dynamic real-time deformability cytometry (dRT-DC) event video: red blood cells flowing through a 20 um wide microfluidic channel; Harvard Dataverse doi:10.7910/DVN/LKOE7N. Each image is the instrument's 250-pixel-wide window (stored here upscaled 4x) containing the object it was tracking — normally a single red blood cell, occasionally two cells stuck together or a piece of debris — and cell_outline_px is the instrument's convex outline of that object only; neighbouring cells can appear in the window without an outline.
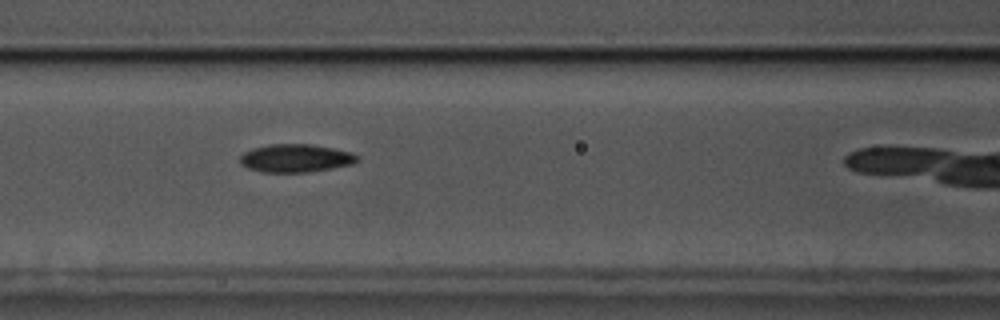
{"species": "common noctule bat (a hibernating species)", "species_latin": "Nyctalus noctula", "temperature_condition": "cold", "stored_images_in_passage": 33, "camera_frame_rate_fps": 3000, "um_per_image_px": 0.085, "animal": {"sex": "male", "body_mass_g": 17.5, "forearm_length_mm": 52.3}, "frame": {"image": 1, "passage_image": 15, "time_ms": 4.667, "image_size_px": [1000, 320], "cell_outline_px": [[360, 160], [352, 164], [332, 168], [308, 172], [264, 172], [248, 168], [240, 164], [240, 156], [244, 152], [252, 148], [268, 144], [312, 144], [352, 152], [360, 156]], "centroid_in_image_um": [25.15, 13.44], "position_along_channel_um": 141.5, "area_um2": 19.31}}
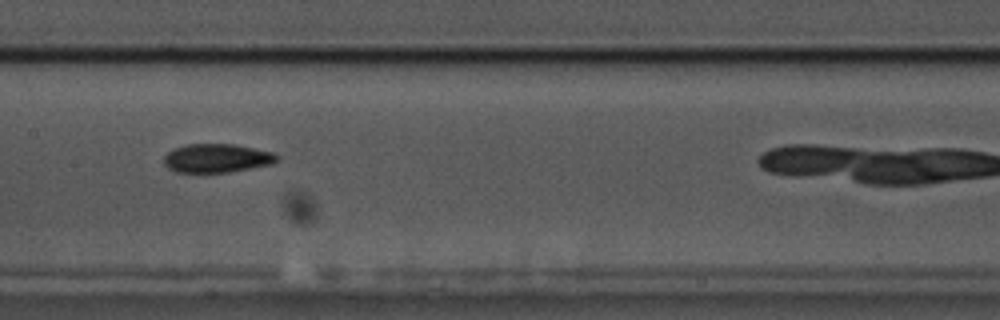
{"frame": {"image": 2, "passage_image": 19, "time_ms": 6.0, "image_size_px": [1000, 320], "cell_outline_px": [[280, 160], [272, 164], [228, 172], [176, 172], [168, 168], [164, 164], [164, 156], [168, 152], [176, 148], [188, 144], [236, 144], [272, 152], [280, 156]], "centroid_in_image_um": [18.46, 13.44], "position_along_channel_um": 188.9, "area_um2": 18.9}}